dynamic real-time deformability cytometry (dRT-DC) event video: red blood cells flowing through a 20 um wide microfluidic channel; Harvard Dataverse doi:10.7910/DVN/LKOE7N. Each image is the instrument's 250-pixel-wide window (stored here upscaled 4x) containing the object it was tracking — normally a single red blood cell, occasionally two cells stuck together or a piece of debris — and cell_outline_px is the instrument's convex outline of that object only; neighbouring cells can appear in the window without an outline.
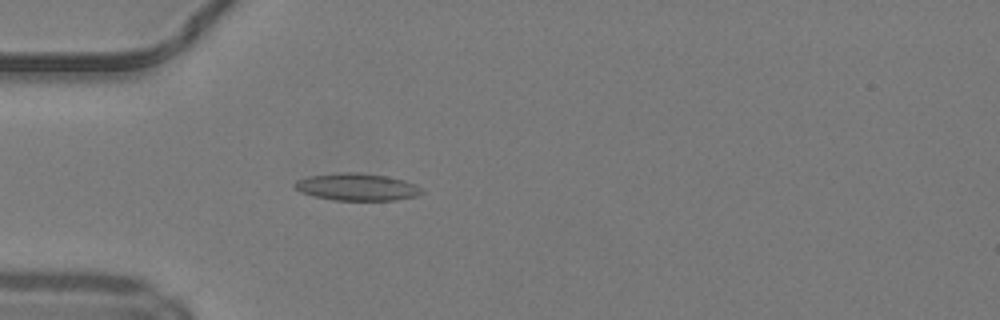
{"species": "common noctule bat (a hibernating species)", "species_latin": "Nyctalus noctula", "temperature_condition": "warm", "stored_images_in_passage": 48, "camera_frame_rate_fps": 3000, "um_per_image_px": 0.085, "animal": {"sex": "male", "body_mass_g": 19.2, "forearm_length_mm": 51.8}, "frame": {"image": 1, "passage_image": 15, "time_ms": 4.667, "image_size_px": [1000, 320], "cell_outline_px": [[424, 192], [416, 196], [396, 200], [332, 200], [300, 192], [292, 184], [296, 180], [308, 176], [344, 172], [356, 172], [384, 176], [404, 180], [416, 184]], "centroid_in_image_um": [30.33, 15.89], "position_along_channel_um": 54.7, "area_um2": 20.06}}
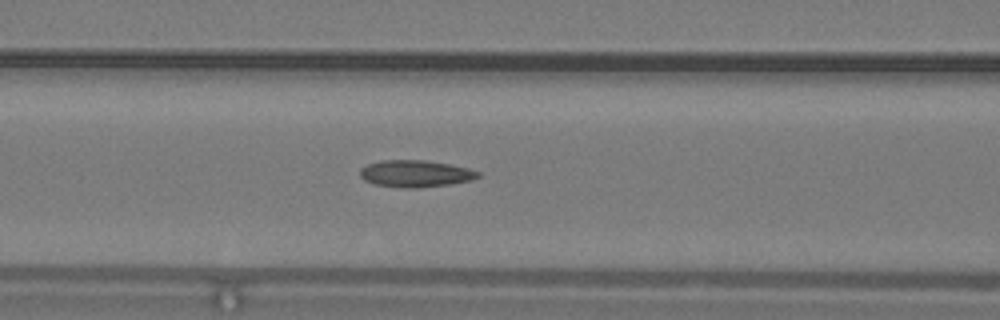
{"frame": {"image": 2, "passage_image": 21, "time_ms": 6.667, "image_size_px": [1000, 320], "cell_outline_px": [[480, 176], [472, 180], [448, 184], [420, 188], [404, 188], [372, 184], [364, 180], [360, 176], [360, 168], [368, 164], [380, 160], [424, 160], [448, 164], [468, 168], [480, 172]], "centroid_in_image_um": [35.28, 14.76], "position_along_channel_um": 131.3, "area_um2": 18.55}}
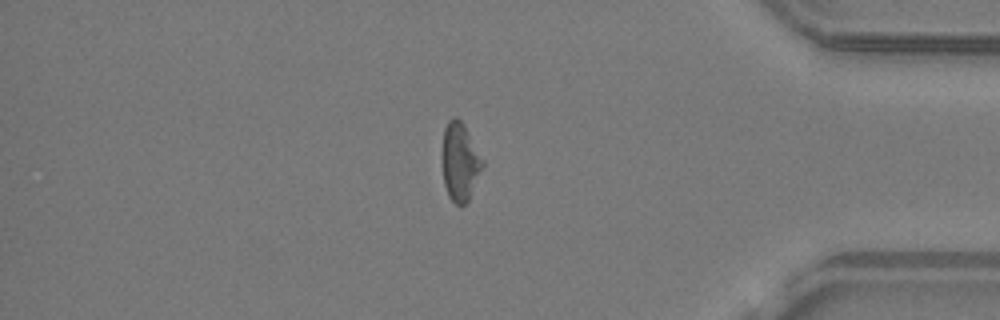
{"frame": {"image": 3, "passage_image": 42, "time_ms": 13.667, "image_size_px": [1000, 320], "cell_outline_px": [[484, 168], [468, 200], [464, 204], [456, 204], [448, 196], [444, 184], [440, 156], [440, 152], [444, 128], [448, 120], [452, 116], [456, 116], [464, 124], [484, 160]], "centroid_in_image_um": [39.08, 13.71], "position_along_channel_um": 396.1, "area_um2": 19.02}}